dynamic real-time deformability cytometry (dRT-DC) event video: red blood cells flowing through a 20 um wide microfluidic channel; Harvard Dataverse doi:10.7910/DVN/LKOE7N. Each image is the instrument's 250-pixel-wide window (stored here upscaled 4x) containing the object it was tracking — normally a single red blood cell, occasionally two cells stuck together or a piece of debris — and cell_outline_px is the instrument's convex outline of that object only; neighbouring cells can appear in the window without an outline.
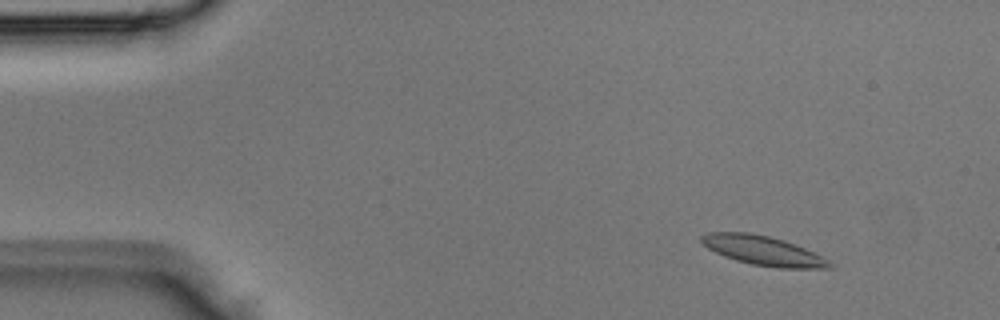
{"species": "Egyptian fruit bat (a non-hibernating species)", "species_latin": "Rousettus aegyptiacus", "temperature_condition": "room temperature", "stored_images_in_passage": 4, "camera_frame_rate_fps": 3000, "um_per_image_px": 0.085, "animal": {"sex": "male"}, "frame": {"image": 1, "passage_image": 2, "time_ms": 0.333, "image_size_px": [1000, 320], "cell_outline_px": [[832, 268], [776, 268], [752, 264], [736, 260], [724, 256], [708, 248], [700, 240], [700, 236], [708, 232], [748, 232], [768, 236], [784, 240], [804, 248], [828, 260], [832, 264]], "centroid_in_image_um": [64.83, 21.3], "position_along_channel_um": 20.2, "area_um2": 21.68}}